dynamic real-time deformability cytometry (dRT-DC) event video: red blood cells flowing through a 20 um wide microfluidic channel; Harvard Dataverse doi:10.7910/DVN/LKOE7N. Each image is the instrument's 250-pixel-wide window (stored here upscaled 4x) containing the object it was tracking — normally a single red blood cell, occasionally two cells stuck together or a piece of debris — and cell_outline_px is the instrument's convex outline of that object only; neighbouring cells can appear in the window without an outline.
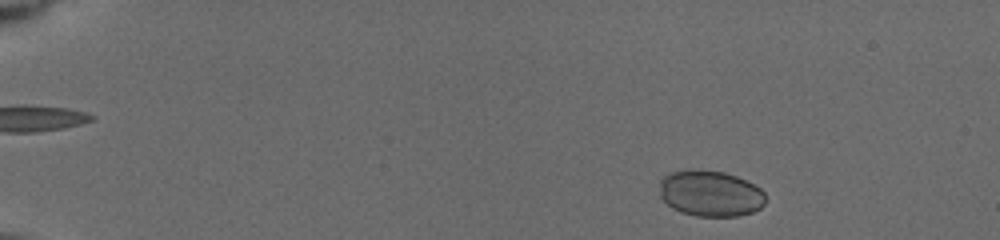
{"species": "common noctule bat (a hibernating species)", "species_latin": "Nyctalus noctula", "temperature_condition": "cold", "stored_images_in_passage": 33, "camera_frame_rate_fps": 3000, "um_per_image_px": 0.085, "animal": {"sex": "female", "body_mass_g": 19.5, "forearm_length_mm": 54.1}, "frame": {"image": 1, "passage_image": 7, "time_ms": 0.667, "image_size_px": [1000, 240], "cell_outline_px": [[764, 204], [760, 208], [752, 212], [736, 216], [696, 216], [680, 212], [672, 208], [660, 196], [660, 180], [668, 172], [692, 168], [724, 172], [736, 176], [760, 188], [764, 192]], "centroid_in_image_um": [60.34, 16.43], "position_along_channel_um": 24.7, "area_um2": 28.55}}
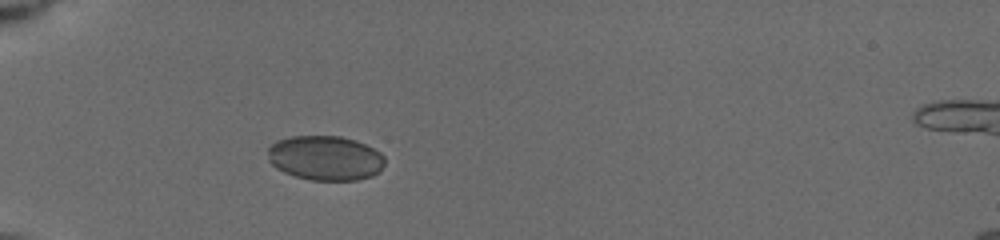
{"frame": {"image": 2, "passage_image": 30, "time_ms": 4.0, "image_size_px": [1000, 240], "cell_outline_px": [[384, 164], [380, 172], [372, 176], [356, 180], [312, 180], [296, 176], [284, 172], [276, 168], [268, 160], [268, 148], [276, 140], [292, 136], [340, 136], [356, 140], [380, 152], [384, 156]], "centroid_in_image_um": [27.65, 13.43], "position_along_channel_um": 57.3, "area_um2": 30.52}}